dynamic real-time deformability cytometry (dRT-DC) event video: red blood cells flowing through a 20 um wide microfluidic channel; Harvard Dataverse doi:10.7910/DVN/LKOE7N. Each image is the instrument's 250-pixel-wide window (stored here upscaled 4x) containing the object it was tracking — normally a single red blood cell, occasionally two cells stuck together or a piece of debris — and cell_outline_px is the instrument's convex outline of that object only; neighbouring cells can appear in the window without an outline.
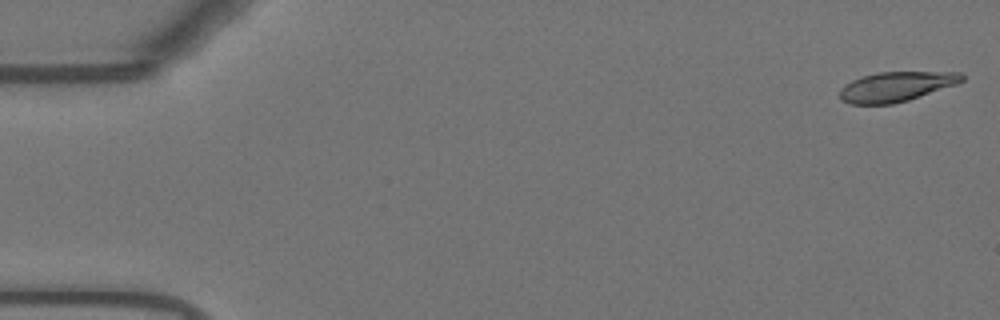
{"species": "Egyptian fruit bat (a non-hibernating species)", "species_latin": "Rousettus aegyptiacus", "temperature_condition": "warm", "stored_images_in_passage": 54, "camera_frame_rate_fps": 3000, "um_per_image_px": 0.085, "animal": {"sex": "female"}, "frame": {"image": 1, "passage_image": 1, "time_ms": 0.0, "image_size_px": [1000, 320], "cell_outline_px": [[964, 80], [956, 84], [908, 100], [892, 104], [848, 104], [840, 100], [840, 88], [844, 84], [852, 80], [864, 76], [880, 72], [960, 72], [964, 76]], "centroid_in_image_um": [76.14, 7.37], "position_along_channel_um": 8.9, "area_um2": 21.1}}
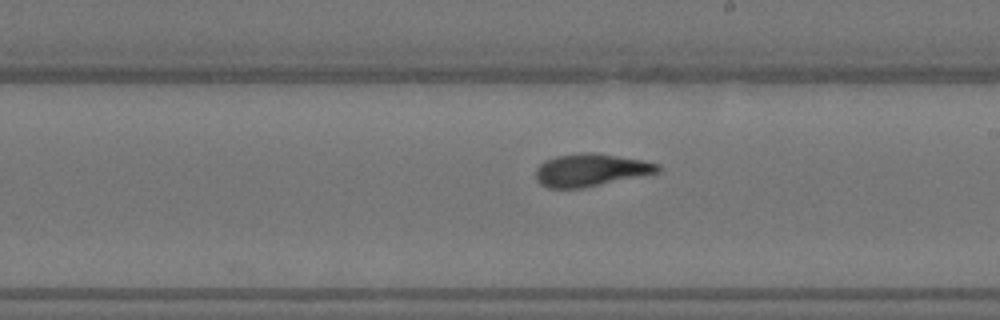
{"frame": {"image": 2, "passage_image": 31, "time_ms": 10.0, "image_size_px": [1000, 320], "cell_outline_px": [[660, 172], [584, 188], [548, 188], [540, 184], [536, 180], [536, 168], [544, 160], [556, 156], [580, 152], [592, 152], [644, 160], [660, 164]], "centroid_in_image_um": [50.2, 14.45], "position_along_channel_um": 238.8, "area_um2": 23.35}}
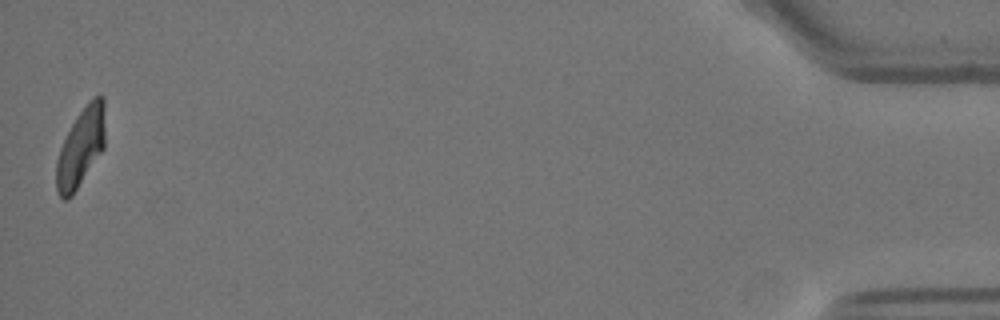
{"frame": {"image": 3, "passage_image": 54, "time_ms": 17.667, "image_size_px": [1000, 320], "cell_outline_px": [[104, 148], [72, 196], [68, 200], [64, 200], [60, 196], [56, 188], [56, 160], [60, 148], [76, 116], [88, 100], [92, 96], [104, 96]], "centroid_in_image_um": [6.86, 12.52], "position_along_channel_um": 428.3, "area_um2": 22.31}, "authors_computed_cell_mechanics": {"area_um2": 22.831, "velocity_mm_per_s": 3.6987, "shape_relaxation_time_tau1_ms": 7.2629, "shape_relaxation_time_tau2_ms": 1.4043, "deformation_change_tau1": 0.2472, "deformation_change_tau2": 0.0815}}